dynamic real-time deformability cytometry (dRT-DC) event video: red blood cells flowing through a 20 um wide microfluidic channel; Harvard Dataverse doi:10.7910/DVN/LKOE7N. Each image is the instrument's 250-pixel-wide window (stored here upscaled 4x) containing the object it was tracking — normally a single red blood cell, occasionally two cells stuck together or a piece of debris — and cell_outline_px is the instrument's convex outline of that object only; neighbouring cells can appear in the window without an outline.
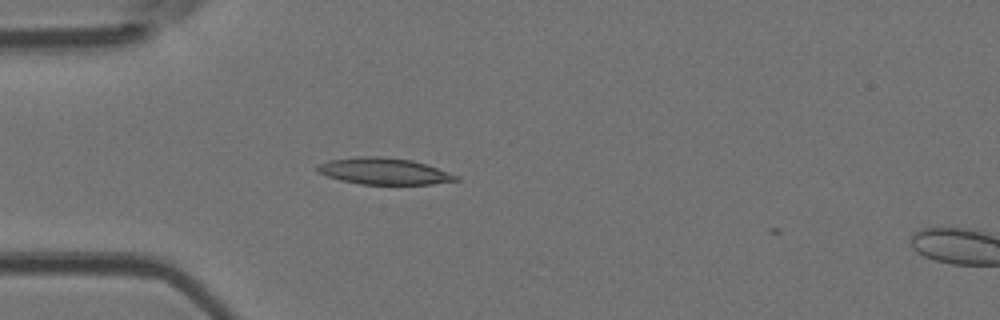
{"species": "Egyptian fruit bat (a non-hibernating species)", "species_latin": "Rousettus aegyptiacus", "temperature_condition": "room temperature", "stored_images_in_passage": 3, "camera_frame_rate_fps": 3000, "um_per_image_px": 0.085, "animal": {"sex": "female"}, "frame": {"image": 1, "passage_image": 2, "time_ms": 0.333, "image_size_px": [1000, 320], "cell_outline_px": [[460, 180], [432, 184], [360, 184], [340, 180], [316, 172], [316, 164], [328, 160], [356, 156], [384, 156], [412, 160], [460, 176]], "centroid_in_image_um": [32.59, 14.54], "position_along_channel_um": 52.4, "area_um2": 21.56}}